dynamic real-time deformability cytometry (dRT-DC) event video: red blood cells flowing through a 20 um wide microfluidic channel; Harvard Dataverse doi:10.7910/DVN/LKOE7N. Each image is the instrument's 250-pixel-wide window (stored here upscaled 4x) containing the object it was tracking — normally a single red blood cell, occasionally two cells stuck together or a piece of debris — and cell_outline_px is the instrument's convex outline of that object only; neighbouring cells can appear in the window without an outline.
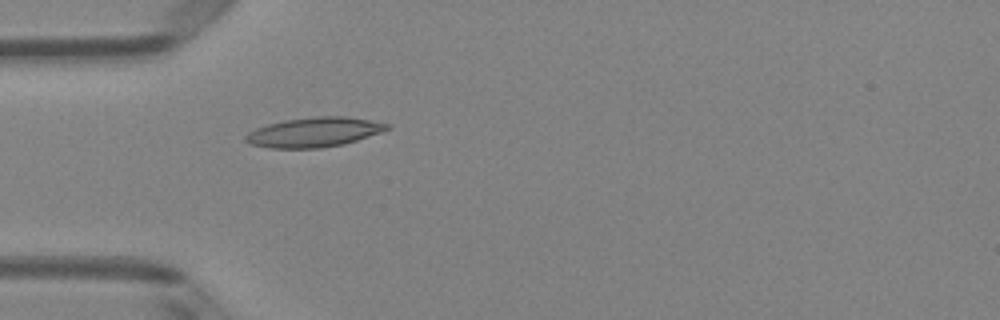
{"species": "Egyptian fruit bat (a non-hibernating species)", "species_latin": "Rousettus aegyptiacus", "temperature_condition": "room temperature", "stored_images_in_passage": 1, "camera_frame_rate_fps": 3000, "um_per_image_px": 0.085, "animal": {"sex": "female"}, "frame": {"image": 1, "passage_image": 1, "time_ms": 0.0, "image_size_px": [1000, 320], "cell_outline_px": [[392, 128], [344, 144], [320, 148], [268, 148], [248, 144], [244, 140], [244, 136], [248, 132], [256, 128], [268, 124], [284, 120], [316, 116], [344, 116], [392, 124]], "centroid_in_image_um": [26.66, 11.24], "position_along_channel_um": 58.3, "area_um2": 24.51}}